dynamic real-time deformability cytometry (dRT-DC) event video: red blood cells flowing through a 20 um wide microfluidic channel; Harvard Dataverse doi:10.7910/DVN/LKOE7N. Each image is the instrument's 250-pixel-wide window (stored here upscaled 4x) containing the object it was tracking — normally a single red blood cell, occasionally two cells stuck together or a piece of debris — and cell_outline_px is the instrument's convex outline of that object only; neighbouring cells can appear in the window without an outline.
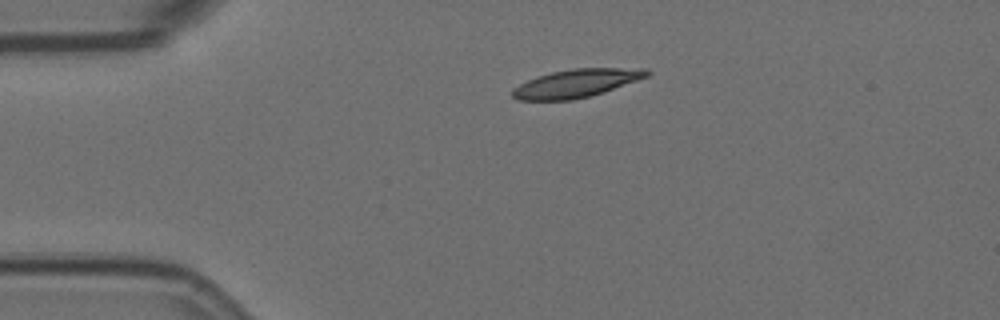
{"species": "Egyptian fruit bat (a non-hibernating species)", "species_latin": "Rousettus aegyptiacus", "temperature_condition": "room temperature", "stored_images_in_passage": 2, "camera_frame_rate_fps": 3000, "um_per_image_px": 0.085, "animal": {"sex": "female"}, "frame": {"image": 1, "passage_image": 1, "time_ms": 0.0, "image_size_px": [1000, 320], "cell_outline_px": [[652, 72], [648, 76], [604, 92], [572, 100], [516, 100], [512, 96], [512, 88], [536, 76], [552, 72], [572, 68], [648, 68]], "centroid_in_image_um": [48.99, 7.07], "position_along_channel_um": 36.0, "area_um2": 22.08}}